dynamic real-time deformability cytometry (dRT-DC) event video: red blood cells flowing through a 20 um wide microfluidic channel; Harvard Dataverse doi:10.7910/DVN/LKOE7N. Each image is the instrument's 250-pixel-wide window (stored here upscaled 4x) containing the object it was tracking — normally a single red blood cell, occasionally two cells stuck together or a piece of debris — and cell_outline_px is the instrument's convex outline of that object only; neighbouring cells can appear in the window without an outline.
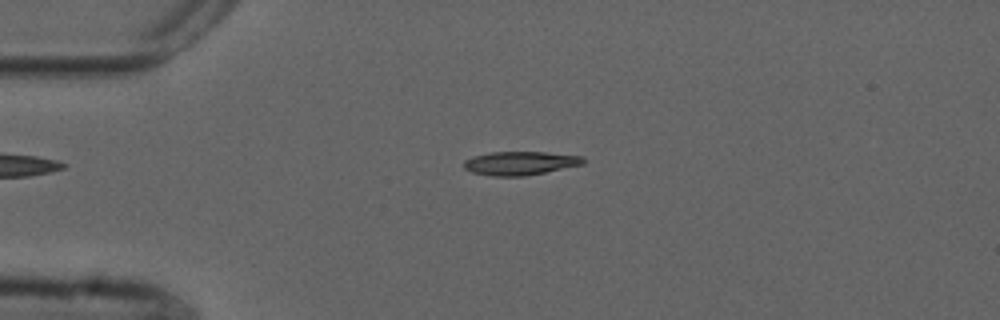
{"species": "common noctule bat (a hibernating species)", "species_latin": "Nyctalus noctula", "temperature_condition": "cold", "stored_images_in_passage": 53, "camera_frame_rate_fps": 3000, "um_per_image_px": 0.085, "animal": {"sex": "male", "forearm_length_mm": 52.5}, "frame": {"image": 1, "passage_image": 12, "time_ms": 3.667, "image_size_px": [1000, 320], "cell_outline_px": [[584, 164], [524, 176], [492, 176], [472, 172], [464, 168], [464, 160], [472, 156], [488, 152], [544, 152], [584, 156]], "centroid_in_image_um": [44.19, 13.86], "position_along_channel_um": 40.8, "area_um2": 16.42}}
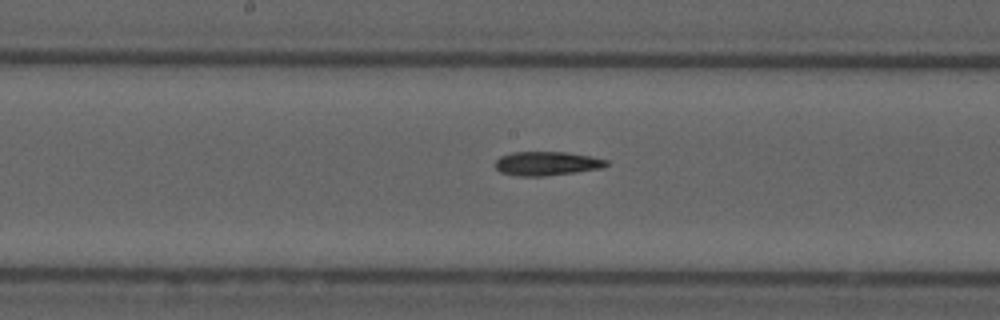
{"frame": {"image": 2, "passage_image": 27, "time_ms": 8.667, "image_size_px": [1000, 320], "cell_outline_px": [[608, 164], [600, 168], [576, 172], [544, 176], [516, 176], [500, 172], [496, 168], [496, 160], [500, 156], [512, 152], [568, 152], [592, 156], [608, 160]], "centroid_in_image_um": [46.47, 13.89], "position_along_channel_um": 201.7, "area_um2": 15.55}}
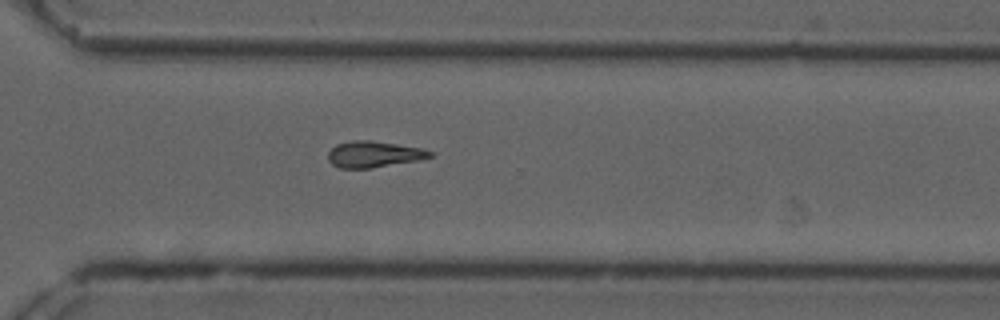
{"frame": {"image": 3, "passage_image": 38, "time_ms": 12.333, "image_size_px": [1000, 320], "cell_outline_px": [[432, 156], [416, 160], [372, 168], [340, 168], [332, 164], [328, 160], [328, 152], [336, 144], [352, 140], [368, 140], [424, 148], [432, 152]], "centroid_in_image_um": [31.74, 13.11], "position_along_channel_um": 338.9, "area_um2": 15.43}, "authors_computed_cell_mechanics": {"area_um2": 15.4904, "velocity_mm_per_s": 3.7502, "shape_relaxation_time_tau1_ms": null, "shape_relaxation_time_tau2_ms": 7.7033, "deformation_change_tau1": null, "deformation_change_tau2": 0.1878}}